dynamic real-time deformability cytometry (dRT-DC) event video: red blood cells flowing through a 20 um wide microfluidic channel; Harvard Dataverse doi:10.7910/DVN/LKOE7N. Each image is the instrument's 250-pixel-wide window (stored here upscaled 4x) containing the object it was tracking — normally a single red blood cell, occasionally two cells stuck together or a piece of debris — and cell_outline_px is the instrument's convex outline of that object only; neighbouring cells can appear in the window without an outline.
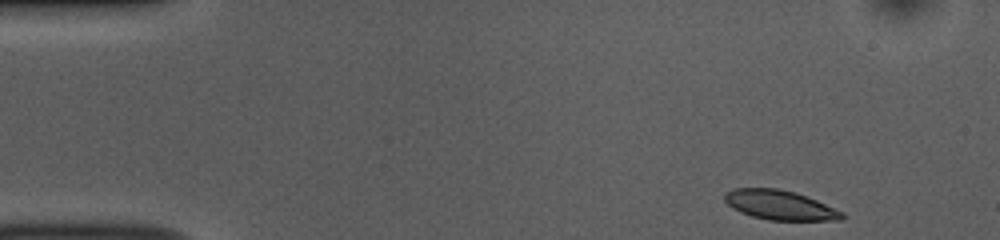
{"species": "common noctule bat (a hibernating species)", "species_latin": "Nyctalus noctula", "temperature_condition": "room temperature", "stored_images_in_passage": 47, "camera_frame_rate_fps": 3000, "um_per_image_px": 0.085, "animal": {"sex": "female", "body_mass_g": 10.0, "forearm_length_mm": 53.1}, "frame": {"image": 1, "passage_image": 1, "time_ms": 0.0, "image_size_px": [1000, 240], "cell_outline_px": [[844, 220], [768, 220], [752, 216], [740, 212], [732, 208], [724, 200], [724, 192], [732, 188], [776, 188], [796, 192], [816, 200], [844, 212]], "centroid_in_image_um": [66.27, 17.42], "position_along_channel_um": 18.7, "area_um2": 20.29}}
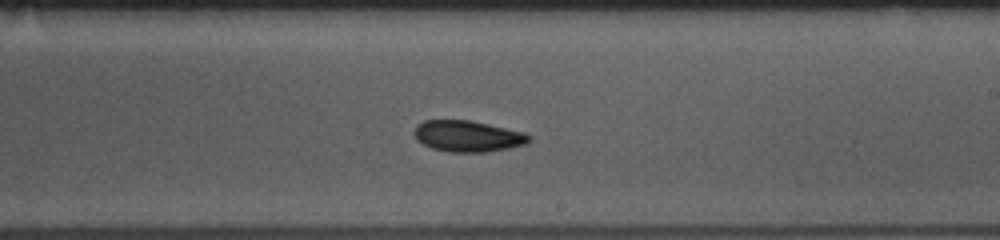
{"frame": {"image": 2, "passage_image": 26, "time_ms": 8.333, "image_size_px": [1000, 240], "cell_outline_px": [[532, 140], [528, 144], [488, 152], [452, 152], [432, 148], [416, 140], [412, 132], [416, 124], [424, 120], [468, 120], [524, 132], [532, 136]], "centroid_in_image_um": [39.75, 11.57], "position_along_channel_um": 249.2, "area_um2": 21.04}}
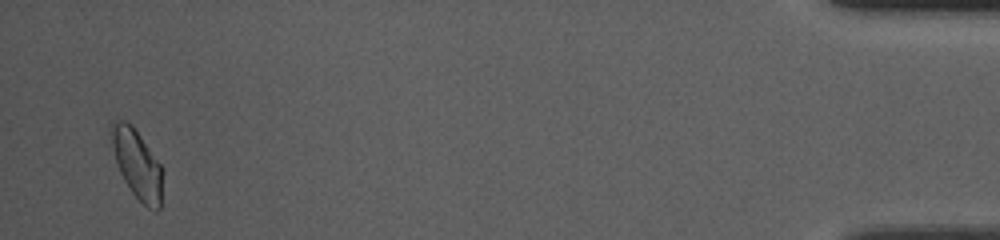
{"frame": {"image": 3, "passage_image": 46, "time_ms": 15.0, "image_size_px": [1000, 240], "cell_outline_px": [[160, 208], [156, 212], [148, 208], [132, 192], [124, 180], [120, 172], [112, 148], [108, 132], [112, 120], [124, 120], [132, 124], [160, 164]], "centroid_in_image_um": [11.58, 13.88], "position_along_channel_um": 423.6, "area_um2": 20.23}, "authors_computed_cell_mechanics": {"area_um2": 20.4034, "velocity_mm_per_s": 3.8352, "shape_relaxation_time_tau1_ms": 5.5177, "shape_relaxation_time_tau2_ms": 4.3178, "deformation_change_tau1": 0.1139, "deformation_change_tau2": 0.0674}}